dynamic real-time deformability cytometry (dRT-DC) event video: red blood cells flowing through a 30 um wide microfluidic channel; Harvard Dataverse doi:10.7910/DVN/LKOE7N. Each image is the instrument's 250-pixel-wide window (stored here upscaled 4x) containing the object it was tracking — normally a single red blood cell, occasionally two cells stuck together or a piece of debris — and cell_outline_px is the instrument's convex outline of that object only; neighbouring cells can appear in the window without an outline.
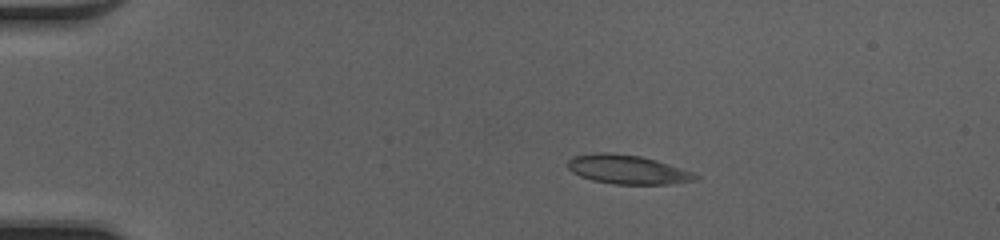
{"species": "common noctule bat (a hibernating species)", "species_latin": "Nyctalus noctula", "temperature_condition": "cold", "stored_images_in_passage": 40, "camera_frame_rate_fps": 3000, "um_per_image_px": 0.085, "animal": {"sex": "female", "body_mass_g": 20.0, "forearm_length_mm": 54.0}, "frame": {"image": 1, "passage_image": 1, "time_ms": 0.0, "image_size_px": [1000, 240], "cell_outline_px": [[700, 180], [668, 184], [616, 184], [592, 180], [580, 176], [572, 172], [568, 168], [568, 160], [572, 156], [596, 152], [608, 152], [640, 156], [656, 160], [692, 172], [700, 176]], "centroid_in_image_um": [53.33, 14.41], "position_along_channel_um": 31.7, "area_um2": 21.62}}
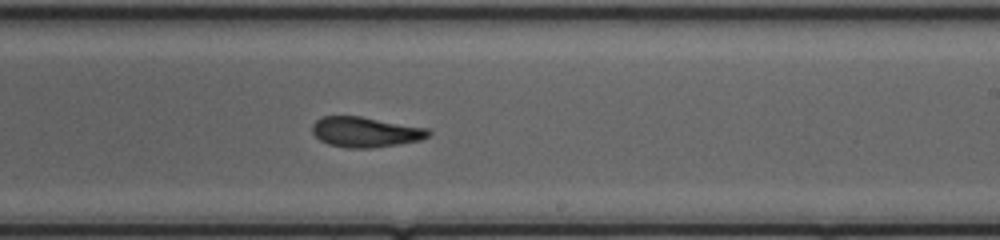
{"frame": {"image": 2, "passage_image": 22, "time_ms": 7.0, "image_size_px": [1000, 240], "cell_outline_px": [[432, 132], [428, 136], [420, 140], [372, 148], [344, 148], [328, 144], [320, 140], [312, 132], [312, 124], [316, 120], [324, 116], [360, 116], [428, 128]], "centroid_in_image_um": [31.04, 11.22], "position_along_channel_um": 258.0, "area_um2": 20.46}}
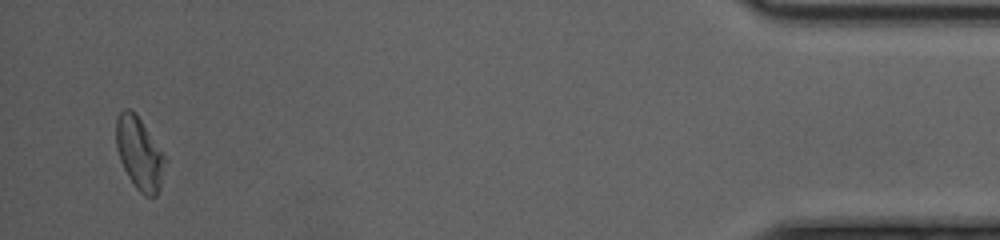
{"frame": {"image": 3, "passage_image": 39, "time_ms": 12.667, "image_size_px": [1000, 240], "cell_outline_px": [[168, 160], [160, 188], [156, 196], [144, 196], [136, 188], [128, 176], [120, 160], [116, 148], [116, 116], [124, 108], [128, 108], [136, 112]], "centroid_in_image_um": [11.87, 13.03], "position_along_channel_um": 423.3, "area_um2": 20.98}, "authors_computed_cell_mechanics": {"area_um2": 21.097, "velocity_mm_per_s": 4.2209, "shape_relaxation_time_tau1_ms": 6.1486, "shape_relaxation_time_tau2_ms": 2.7078, "deformation_change_tau1": 0.1849, "deformation_change_tau2": 0.1012}}